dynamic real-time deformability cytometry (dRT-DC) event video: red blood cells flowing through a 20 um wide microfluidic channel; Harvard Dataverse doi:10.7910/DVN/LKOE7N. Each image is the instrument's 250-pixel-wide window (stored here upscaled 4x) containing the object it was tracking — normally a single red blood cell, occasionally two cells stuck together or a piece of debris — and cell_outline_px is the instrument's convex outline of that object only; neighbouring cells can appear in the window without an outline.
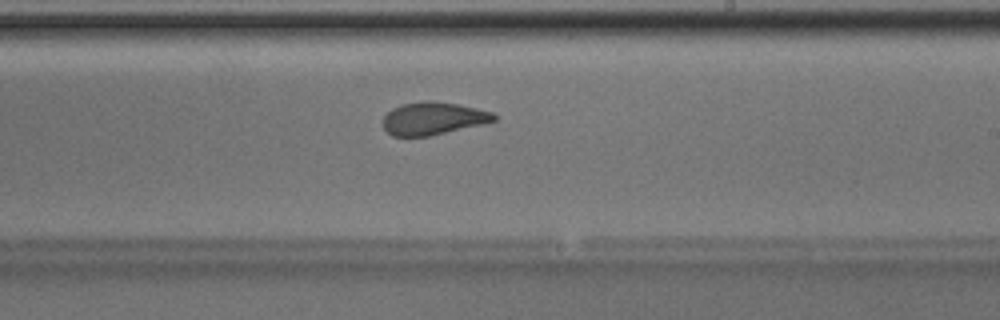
{"species": "Egyptian fruit bat (a non-hibernating species)", "species_latin": "Rousettus aegyptiacus", "temperature_condition": "room temperature", "stored_images_in_passage": 48, "camera_frame_rate_fps": 3000, "um_per_image_px": 0.085, "animal": {"sex": "male"}, "frame": {"image": 1, "passage_image": 28, "time_ms": 9.0, "image_size_px": [1000, 320], "cell_outline_px": [[496, 120], [480, 124], [428, 136], [392, 136], [384, 128], [384, 116], [392, 108], [404, 104], [428, 100], [460, 104], [492, 112], [496, 116]], "centroid_in_image_um": [36.8, 10.06], "position_along_channel_um": 252.2, "area_um2": 20.75}, "authors_computed_cell_mechanics": {"area_um2": 22.1952, "velocity_mm_per_s": 4.0096, "shape_relaxation_time_tau1_ms": 3.4765, "shape_relaxation_time_tau2_ms": 1.0218, "deformation_change_tau1": 0.1199, "deformation_change_tau2": 0.0797}}